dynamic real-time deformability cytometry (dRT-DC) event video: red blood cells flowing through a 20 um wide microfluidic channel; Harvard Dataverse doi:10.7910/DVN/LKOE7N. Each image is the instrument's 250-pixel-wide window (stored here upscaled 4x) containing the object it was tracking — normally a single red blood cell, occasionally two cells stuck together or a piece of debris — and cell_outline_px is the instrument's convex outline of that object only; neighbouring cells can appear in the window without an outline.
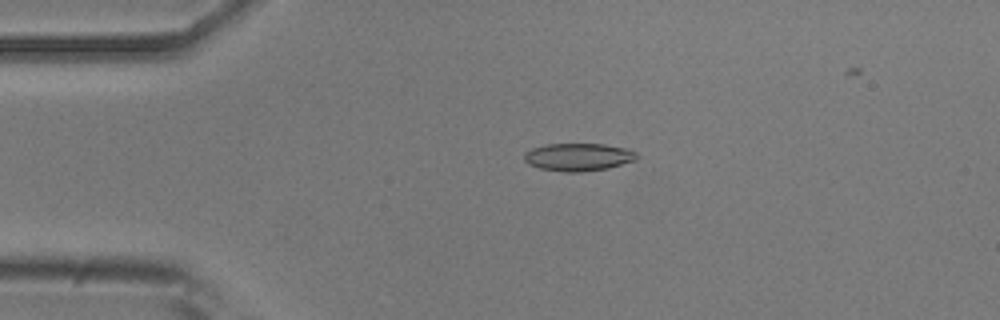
{"species": "common noctule bat (a hibernating species)", "species_latin": "Nyctalus noctula", "temperature_condition": "room temperature", "stored_images_in_passage": 50, "camera_frame_rate_fps": 3000, "um_per_image_px": 0.085, "animal": {"sex": "male", "body_mass_g": 20.5, "forearm_length_mm": 52.5}, "frame": {"image": 1, "passage_image": 12, "time_ms": 3.667, "image_size_px": [1000, 320], "cell_outline_px": [[640, 156], [636, 160], [608, 168], [580, 172], [564, 172], [540, 168], [528, 164], [524, 160], [524, 152], [532, 148], [548, 144], [604, 144], [628, 148], [636, 152]], "centroid_in_image_um": [49.18, 13.34], "position_along_channel_um": 35.8, "area_um2": 18.32}}
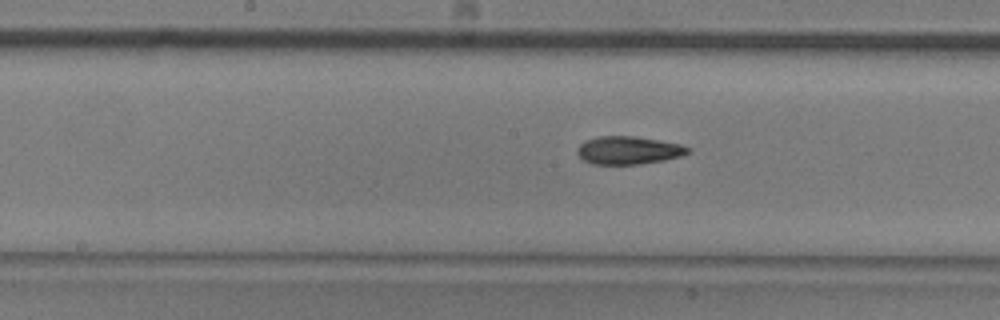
{"frame": {"image": 2, "passage_image": 27, "time_ms": 8.667, "image_size_px": [1000, 320], "cell_outline_px": [[692, 148], [688, 152], [680, 156], [664, 160], [640, 164], [592, 164], [584, 160], [576, 152], [576, 148], [584, 140], [600, 136], [632, 136], [660, 140], [680, 144]], "centroid_in_image_um": [53.4, 12.77], "position_along_channel_um": 194.8, "area_um2": 18.03}}
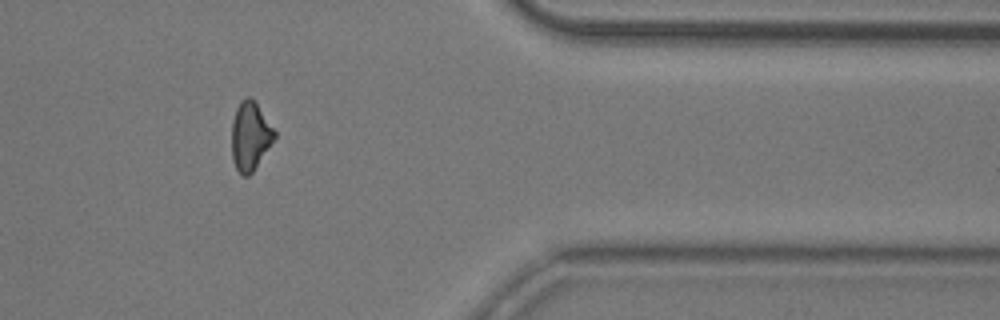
{"frame": {"image": 3, "passage_image": 44, "time_ms": 14.333, "image_size_px": [1000, 320], "cell_outline_px": [[276, 136], [252, 172], [248, 176], [244, 176], [236, 168], [232, 160], [232, 120], [236, 108], [240, 100], [244, 96], [252, 96], [256, 100], [276, 132]], "centroid_in_image_um": [21.26, 11.49], "position_along_channel_um": 390.1, "area_um2": 17.22}}